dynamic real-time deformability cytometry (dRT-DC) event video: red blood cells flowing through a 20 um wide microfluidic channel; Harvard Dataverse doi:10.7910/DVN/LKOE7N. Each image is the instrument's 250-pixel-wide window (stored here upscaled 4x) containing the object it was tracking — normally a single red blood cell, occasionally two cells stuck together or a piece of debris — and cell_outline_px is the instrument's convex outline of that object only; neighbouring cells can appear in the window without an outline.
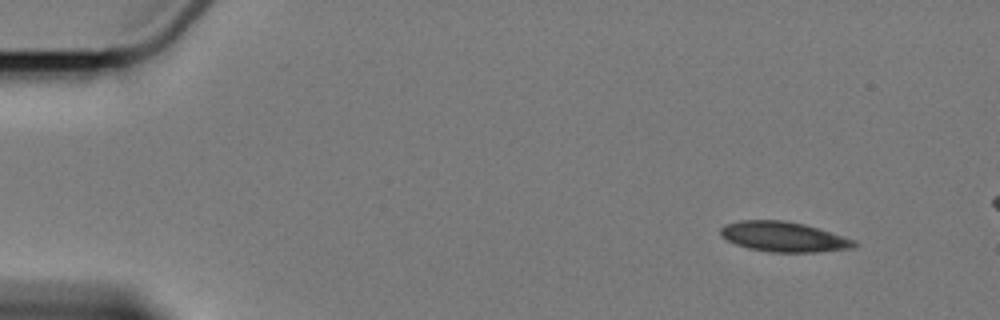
{"species": "Egyptian fruit bat (a non-hibernating species)", "species_latin": "Rousettus aegyptiacus", "temperature_condition": "cold", "stored_images_in_passage": 5, "camera_frame_rate_fps": 3000, "um_per_image_px": 0.085, "animal": {"sex": "female"}, "frame": {"image": 1, "passage_image": 1, "time_ms": 0.0, "image_size_px": [1000, 320], "cell_outline_px": [[860, 244], [856, 248], [816, 252], [768, 252], [748, 248], [736, 244], [720, 236], [720, 228], [724, 224], [740, 220], [784, 220], [804, 224], [856, 240]], "centroid_in_image_um": [66.63, 20.13], "position_along_channel_um": 18.4, "area_um2": 23.58}}